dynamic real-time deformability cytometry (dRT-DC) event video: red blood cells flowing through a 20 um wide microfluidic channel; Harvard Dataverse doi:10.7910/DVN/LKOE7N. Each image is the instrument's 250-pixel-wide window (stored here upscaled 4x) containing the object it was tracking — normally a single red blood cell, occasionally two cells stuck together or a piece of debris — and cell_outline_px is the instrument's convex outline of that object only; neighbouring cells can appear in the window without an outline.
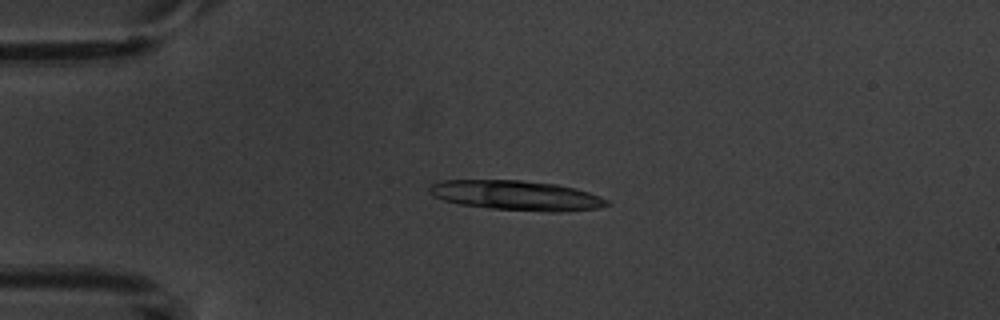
{"species": "common noctule bat (a hibernating species)", "species_latin": "Nyctalus noctula", "temperature_condition": "warm", "stored_images_in_passage": 4, "camera_frame_rate_fps": 3000, "um_per_image_px": 0.085, "animal": {"sex": "male", "body_mass_g": 20.1, "forearm_length_mm": 53.5}, "frame": {"image": 1, "passage_image": 3, "time_ms": 3.333, "image_size_px": [1000, 320], "cell_outline_px": [[612, 204], [596, 208], [560, 212], [552, 212], [492, 208], [460, 204], [444, 200], [428, 192], [428, 188], [432, 184], [440, 180], [520, 180], [556, 184], [576, 188], [600, 196], [608, 200]], "centroid_in_image_um": [43.91, 16.6], "position_along_channel_um": 41.1, "area_um2": 30.63}}